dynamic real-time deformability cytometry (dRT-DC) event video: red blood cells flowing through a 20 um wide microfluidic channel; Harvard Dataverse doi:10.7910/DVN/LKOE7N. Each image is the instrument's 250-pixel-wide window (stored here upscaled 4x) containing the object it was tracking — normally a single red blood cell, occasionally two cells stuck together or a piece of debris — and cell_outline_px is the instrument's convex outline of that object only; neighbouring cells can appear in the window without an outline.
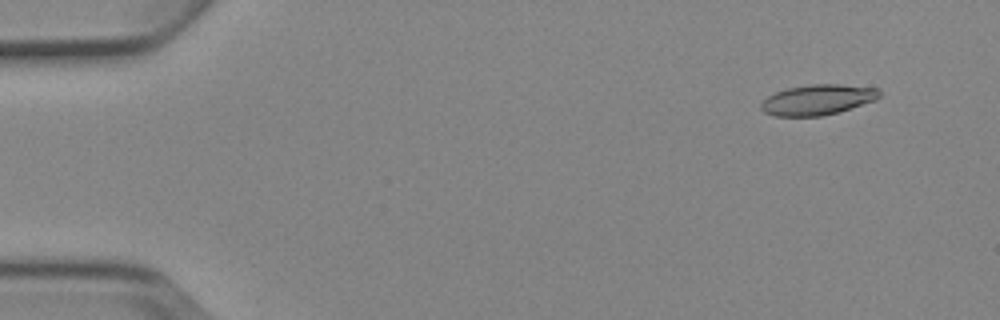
{"species": "Egyptian fruit bat (a non-hibernating species)", "species_latin": "Rousettus aegyptiacus", "temperature_condition": "cold", "stored_images_in_passage": 6, "camera_frame_rate_fps": 3000, "um_per_image_px": 0.085, "animal": {"sex": "female"}, "frame": {"image": 1, "passage_image": 1, "time_ms": 0.0, "image_size_px": [1000, 320], "cell_outline_px": [[880, 96], [876, 100], [836, 112], [820, 116], [776, 116], [764, 112], [760, 108], [760, 104], [768, 96], [776, 92], [788, 88], [812, 84], [840, 84], [880, 88]], "centroid_in_image_um": [69.51, 8.47], "position_along_channel_um": 15.5, "area_um2": 20.81}}
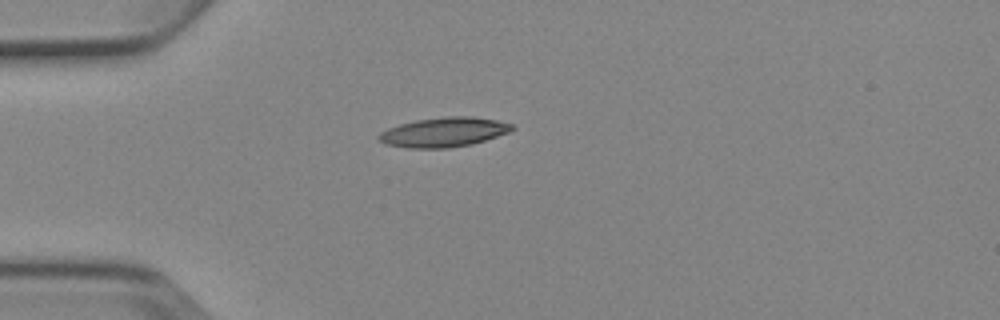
{"frame": {"image": 2, "passage_image": 4, "time_ms": 3.333, "image_size_px": [1000, 320], "cell_outline_px": [[516, 128], [508, 132], [472, 144], [448, 148], [408, 148], [384, 144], [376, 136], [380, 132], [388, 128], [400, 124], [416, 120], [444, 116], [472, 116], [496, 120], [512, 124]], "centroid_in_image_um": [37.7, 11.23], "position_along_channel_um": 47.3, "area_um2": 22.95}}
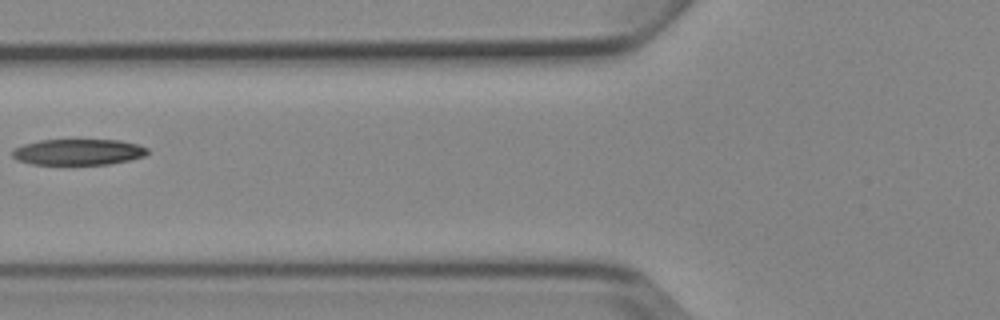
{"frame": {"image": 3, "passage_image": 6, "time_ms": 5.667, "image_size_px": [1000, 320], "cell_outline_px": [[148, 152], [144, 156], [128, 160], [108, 164], [32, 164], [20, 160], [12, 156], [12, 148], [24, 144], [40, 140], [120, 140], [136, 144], [148, 148]], "centroid_in_image_um": [6.64, 12.91], "position_along_channel_um": 119.2, "area_um2": 20.29}}